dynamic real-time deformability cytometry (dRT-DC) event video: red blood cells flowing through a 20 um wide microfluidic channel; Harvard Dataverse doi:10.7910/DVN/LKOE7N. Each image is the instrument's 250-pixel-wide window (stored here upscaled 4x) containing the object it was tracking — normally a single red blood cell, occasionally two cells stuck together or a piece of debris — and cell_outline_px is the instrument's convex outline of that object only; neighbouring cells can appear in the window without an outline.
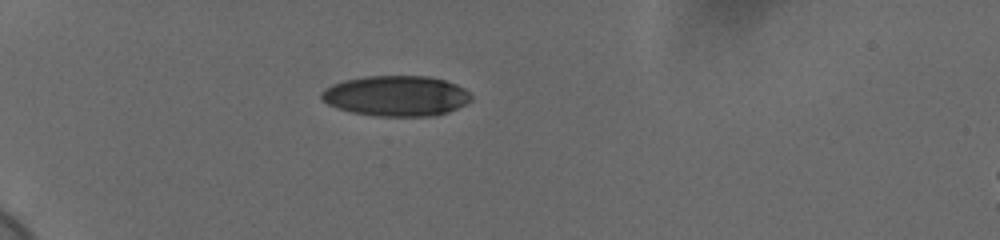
{"species": "human", "species_latin": "Homo sapiens", "temperature_condition": "cold", "stored_images_in_passage": 40, "camera_frame_rate_fps": 3000, "um_per_image_px": 0.085, "donor": {"sex": "female"}, "frame": {"image": 1, "passage_image": 1, "time_ms": 0.0, "image_size_px": [1000, 240], "cell_outline_px": [[472, 100], [448, 112], [436, 116], [380, 116], [352, 112], [336, 108], [328, 104], [320, 96], [320, 92], [324, 88], [332, 84], [344, 80], [364, 76], [428, 76], [444, 80], [456, 84], [464, 88], [472, 96]], "centroid_in_image_um": [33.66, 8.14], "position_along_channel_um": 51.3, "area_um2": 35.37}}
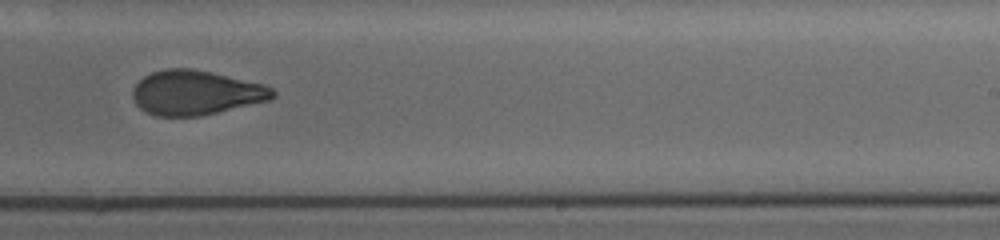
{"frame": {"image": 2, "passage_image": 22, "time_ms": 7.0, "image_size_px": [1000, 240], "cell_outline_px": [[276, 96], [272, 100], [200, 116], [156, 116], [140, 108], [136, 104], [132, 96], [132, 88], [144, 76], [152, 72], [164, 68], [192, 68], [212, 72], [264, 84], [272, 88], [276, 92]], "centroid_in_image_um": [16.66, 7.87], "position_along_channel_um": 272.3, "area_um2": 36.59}}
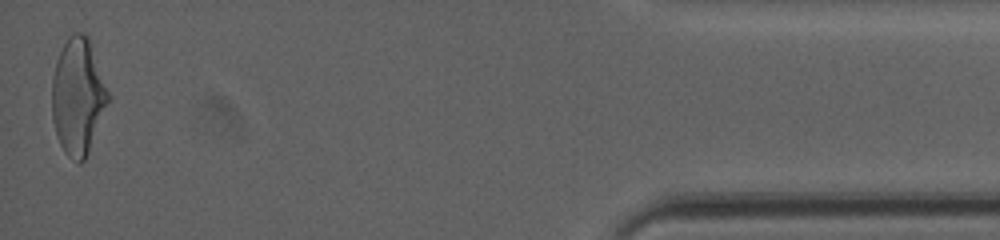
{"frame": {"image": 3, "passage_image": 40, "time_ms": 13.0, "image_size_px": [1000, 240], "cell_outline_px": [[108, 100], [88, 152], [84, 160], [80, 164], [68, 156], [64, 152], [60, 144], [52, 120], [52, 76], [56, 60], [68, 36], [72, 32], [84, 32], [88, 36], [108, 92]], "centroid_in_image_um": [6.59, 8.17], "position_along_channel_um": 428.6, "area_um2": 37.51}, "authors_computed_cell_mechanics": {"area_um2": 37.1076, "velocity_mm_per_s": 3.6888, "shape_relaxation_time_tau1_ms": 5.3533, "shape_relaxation_time_tau2_ms": 2.2617, "deformation_change_tau1": 0.185, "deformation_change_tau2": 0.0805}}